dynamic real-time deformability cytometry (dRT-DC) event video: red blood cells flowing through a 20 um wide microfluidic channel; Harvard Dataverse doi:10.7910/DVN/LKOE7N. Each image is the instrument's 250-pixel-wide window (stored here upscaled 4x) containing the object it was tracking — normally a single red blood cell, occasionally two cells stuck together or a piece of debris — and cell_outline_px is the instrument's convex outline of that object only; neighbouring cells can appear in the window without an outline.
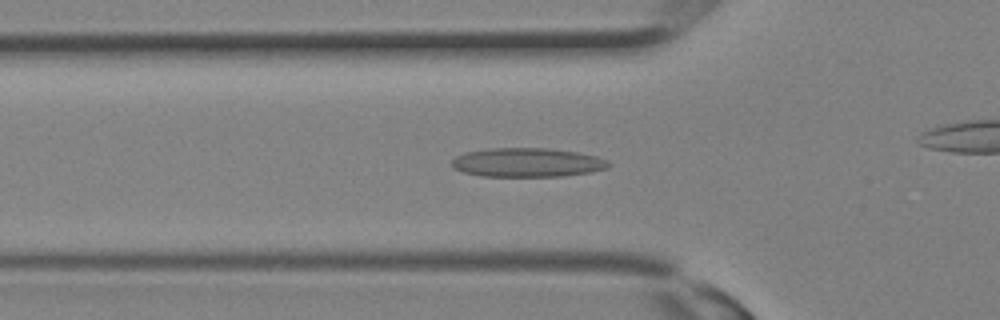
{"species": "Egyptian fruit bat (a non-hibernating species)", "species_latin": "Rousettus aegyptiacus", "temperature_condition": "room temperature", "stored_images_in_passage": 25, "camera_frame_rate_fps": 3000, "um_per_image_px": 0.085, "animal": {"sex": "female"}, "frame": {"image": 1, "passage_image": 10, "time_ms": 3.0, "image_size_px": [1000, 320], "cell_outline_px": [[612, 164], [608, 168], [588, 172], [564, 176], [480, 176], [464, 172], [452, 168], [452, 160], [456, 156], [464, 152], [492, 148], [548, 148], [576, 152], [596, 156], [608, 160]], "centroid_in_image_um": [44.81, 13.81], "position_along_channel_um": 81.0, "area_um2": 26.53}}
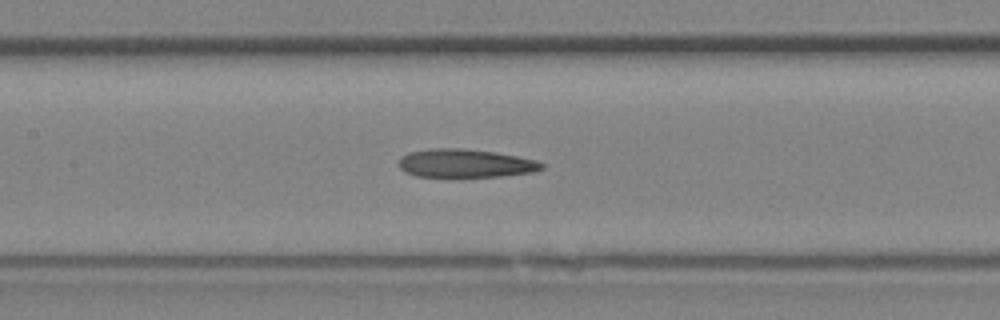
{"frame": {"image": 2, "passage_image": 14, "time_ms": 4.333, "image_size_px": [1000, 320], "cell_outline_px": [[544, 168], [532, 172], [500, 176], [416, 176], [404, 172], [400, 168], [400, 156], [408, 152], [432, 148], [464, 148], [496, 152], [536, 160], [544, 164]], "centroid_in_image_um": [39.54, 13.87], "position_along_channel_um": 167.9, "area_um2": 23.52}}
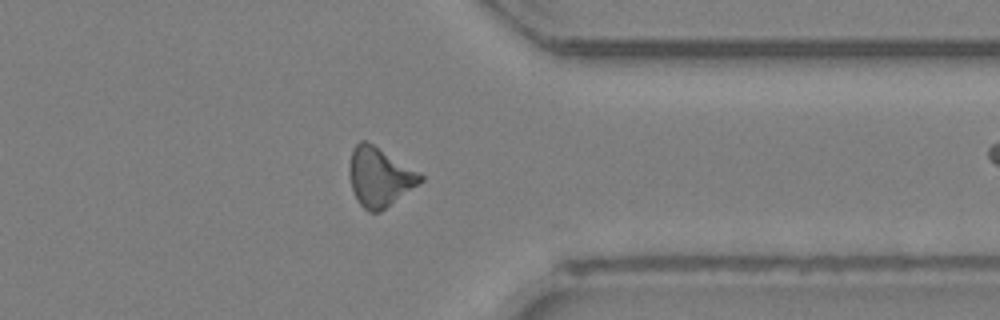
{"frame": {"image": 3, "passage_image": 24, "time_ms": 7.667, "image_size_px": [1000, 320], "cell_outline_px": [[424, 180], [380, 212], [368, 212], [356, 200], [352, 188], [348, 172], [348, 168], [352, 148], [360, 140], [364, 140], [372, 144], [420, 172], [424, 176]], "centroid_in_image_um": [32.24, 15.04], "position_along_channel_um": 379.2, "area_um2": 24.39}}